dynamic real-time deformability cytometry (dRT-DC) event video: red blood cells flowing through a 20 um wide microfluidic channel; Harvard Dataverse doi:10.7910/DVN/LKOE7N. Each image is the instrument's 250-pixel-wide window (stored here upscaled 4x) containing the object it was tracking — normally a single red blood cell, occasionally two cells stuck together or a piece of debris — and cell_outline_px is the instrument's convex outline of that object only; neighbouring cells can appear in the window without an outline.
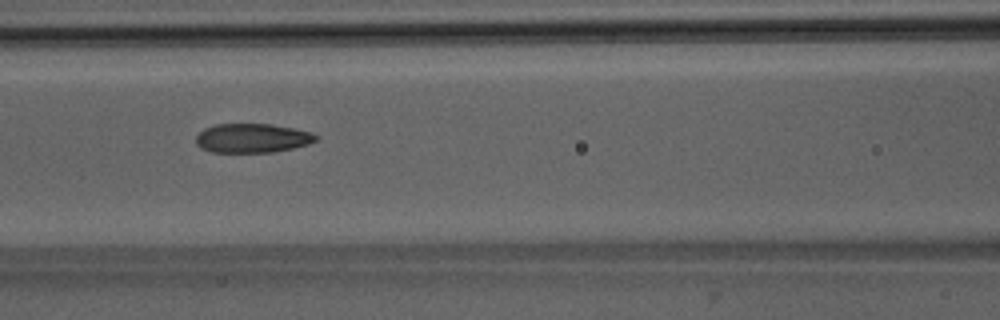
{"species": "Egyptian fruit bat (a non-hibernating species)", "species_latin": "Rousettus aegyptiacus", "temperature_condition": "room temperature", "stored_images_in_passage": 35, "camera_frame_rate_fps": 3000, "um_per_image_px": 0.085, "animal": {"sex": "male"}, "frame": {"image": 1, "passage_image": 13, "time_ms": 4.0, "image_size_px": [1000, 320], "cell_outline_px": [[320, 140], [308, 144], [292, 148], [272, 152], [212, 152], [200, 148], [196, 144], [196, 136], [204, 128], [216, 124], [272, 124], [312, 132], [320, 136]], "centroid_in_image_um": [21.47, 11.74], "position_along_channel_um": 145.1, "area_um2": 20.52}}
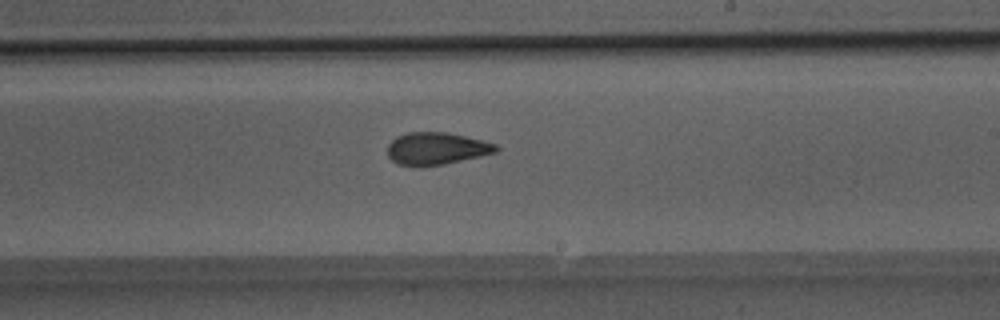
{"frame": {"image": 2, "passage_image": 21, "time_ms": 6.667, "image_size_px": [1000, 320], "cell_outline_px": [[500, 148], [496, 152], [480, 156], [444, 164], [400, 164], [392, 160], [388, 156], [388, 144], [396, 136], [408, 132], [448, 132], [484, 140], [496, 144]], "centroid_in_image_um": [37.14, 12.58], "position_along_channel_um": 251.9, "area_um2": 20.06}}
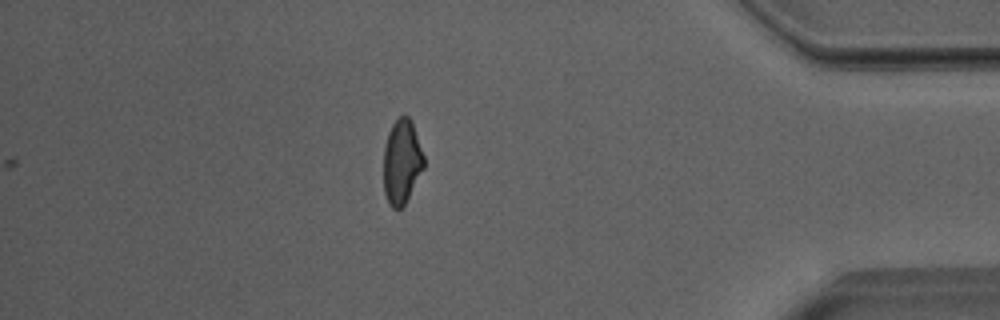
{"frame": {"image": 3, "passage_image": 35, "time_ms": 11.333, "image_size_px": [1000, 320], "cell_outline_px": [[424, 168], [404, 204], [400, 208], [392, 208], [388, 204], [384, 192], [384, 148], [388, 132], [392, 124], [400, 116], [408, 116], [412, 124], [424, 156]], "centroid_in_image_um": [34.13, 13.76], "position_along_channel_um": 401.1, "area_um2": 19.54}, "authors_computed_cell_mechanics": {"area_um2": 20.6924, "velocity_mm_per_s": 4.0056, "shape_relaxation_time_tau1_ms": 5.9096, "shape_relaxation_time_tau2_ms": 1.9524, "deformation_change_tau1": 0.1721, "deformation_change_tau2": 0.0945}}